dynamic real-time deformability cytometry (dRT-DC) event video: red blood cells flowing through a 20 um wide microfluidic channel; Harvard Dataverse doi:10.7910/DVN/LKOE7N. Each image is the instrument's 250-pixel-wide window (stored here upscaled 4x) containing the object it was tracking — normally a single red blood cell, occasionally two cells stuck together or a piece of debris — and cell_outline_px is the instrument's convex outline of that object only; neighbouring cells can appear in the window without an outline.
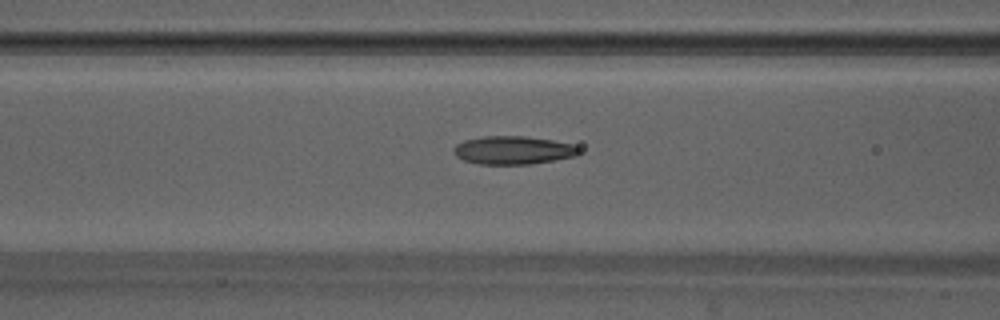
{"species": "Egyptian fruit bat (a non-hibernating species)", "species_latin": "Rousettus aegyptiacus", "temperature_condition": "warm", "stored_images_in_passage": 41, "camera_frame_rate_fps": 3000, "um_per_image_px": 0.085, "animal": {"sex": "male"}, "frame": {"image": 1, "passage_image": 12, "time_ms": 3.667, "image_size_px": [1000, 320], "cell_outline_px": [[580, 152], [576, 156], [528, 164], [480, 164], [464, 160], [456, 156], [452, 152], [452, 148], [456, 144], [464, 140], [484, 136], [524, 136], [552, 140], [572, 144], [580, 148]], "centroid_in_image_um": [43.59, 12.76], "position_along_channel_um": 123.0, "area_um2": 20.58}}
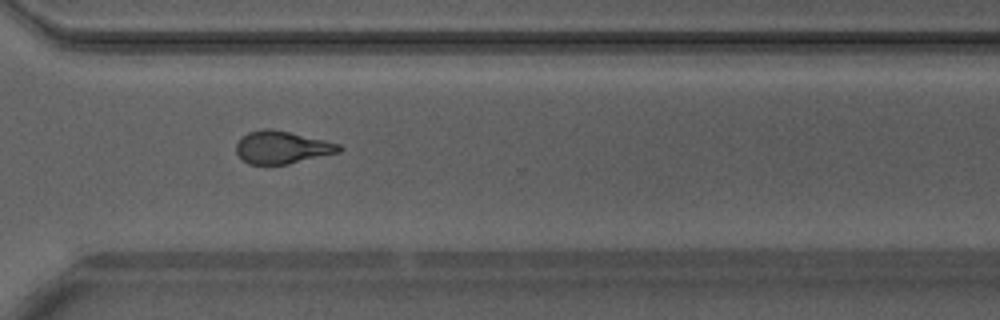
{"frame": {"image": 2, "passage_image": 28, "time_ms": 9.0, "image_size_px": [1000, 320], "cell_outline_px": [[344, 148], [340, 152], [288, 164], [248, 164], [236, 152], [236, 144], [248, 132], [264, 128], [268, 128], [288, 132], [324, 140], [340, 144]], "centroid_in_image_um": [23.99, 12.53], "position_along_channel_um": 346.6, "area_um2": 19.31}}
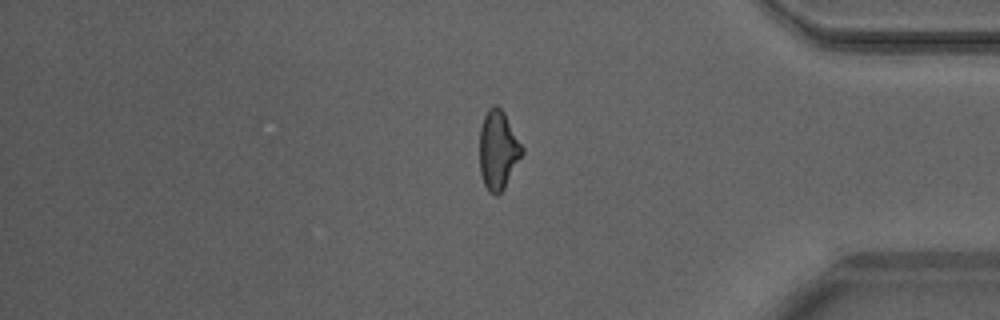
{"frame": {"image": 3, "passage_image": 33, "time_ms": 10.667, "image_size_px": [1000, 320], "cell_outline_px": [[524, 152], [504, 188], [496, 196], [488, 192], [484, 184], [480, 172], [480, 128], [484, 116], [488, 108], [492, 104], [496, 104], [504, 112], [524, 148]], "centroid_in_image_um": [42.34, 12.74], "position_along_channel_um": 392.9, "area_um2": 19.59}, "authors_computed_cell_mechanics": {"area_um2": 19.5364, "velocity_mm_per_s": 4.2019, "shape_relaxation_time_tau1_ms": 4.929, "shape_relaxation_time_tau2_ms": 2.1512, "deformation_change_tau1": 0.184, "deformation_change_tau2": 0.1209}}